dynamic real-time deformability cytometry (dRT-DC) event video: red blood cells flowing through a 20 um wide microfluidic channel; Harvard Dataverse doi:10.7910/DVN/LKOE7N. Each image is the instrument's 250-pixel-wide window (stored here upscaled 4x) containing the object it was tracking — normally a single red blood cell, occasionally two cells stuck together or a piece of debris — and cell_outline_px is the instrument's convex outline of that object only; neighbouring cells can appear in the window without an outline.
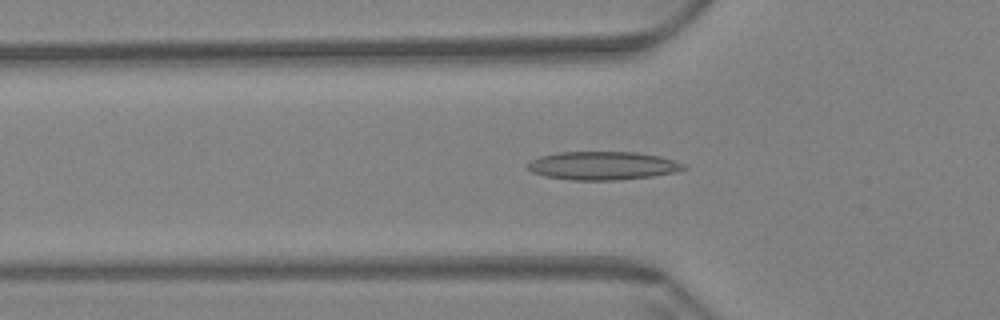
{"species": "Egyptian fruit bat (a non-hibernating species)", "species_latin": "Rousettus aegyptiacus", "temperature_condition": "warm", "stored_images_in_passage": 60, "camera_frame_rate_fps": 3000, "um_per_image_px": 0.085, "animal": {"sex": "female"}, "frame": {"image": 1, "passage_image": 20, "time_ms": 6.333, "image_size_px": [1000, 320], "cell_outline_px": [[688, 168], [676, 172], [652, 176], [616, 180], [572, 180], [544, 176], [532, 172], [524, 168], [532, 160], [540, 156], [556, 152], [636, 152], [660, 156], [684, 164]], "centroid_in_image_um": [51.2, 14.08], "position_along_channel_um": 74.6, "area_um2": 25.84}}
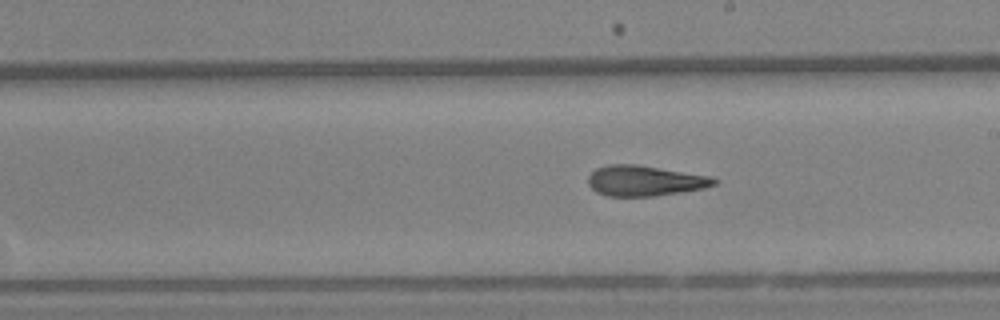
{"frame": {"image": 2, "passage_image": 34, "time_ms": 11.0, "image_size_px": [1000, 320], "cell_outline_px": [[720, 180], [716, 184], [704, 188], [656, 196], [608, 196], [596, 192], [588, 184], [588, 176], [596, 168], [608, 164], [636, 164], [712, 176]], "centroid_in_image_um": [54.82, 15.36], "position_along_channel_um": 234.2, "area_um2": 22.48}}
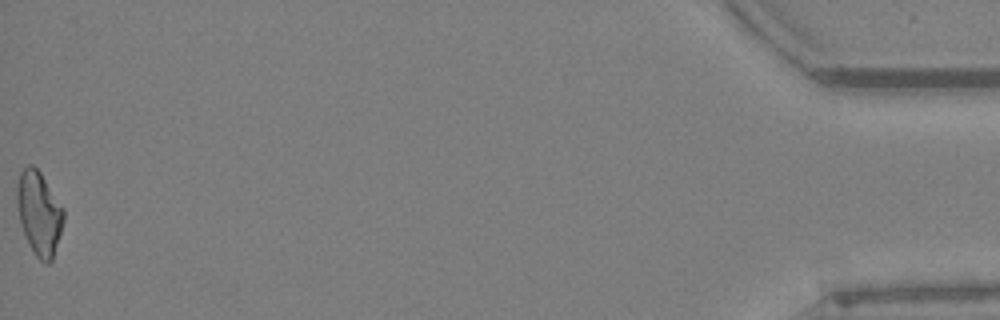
{"frame": {"image": 3, "passage_image": 60, "time_ms": 19.667, "image_size_px": [1000, 320], "cell_outline_px": [[64, 220], [52, 260], [48, 264], [40, 260], [36, 256], [24, 232], [20, 220], [16, 204], [16, 188], [20, 172], [28, 164], [32, 164], [40, 172], [64, 208]], "centroid_in_image_um": [3.32, 18.08], "position_along_channel_um": 431.9, "area_um2": 22.48}, "authors_computed_cell_mechanics": {"area_um2": 22.8021, "velocity_mm_per_s": 3.425, "shape_relaxation_time_tau1_ms": null, "shape_relaxation_time_tau2_ms": 3.4065, "deformation_change_tau1": null, "deformation_change_tau2": 0.1281}}